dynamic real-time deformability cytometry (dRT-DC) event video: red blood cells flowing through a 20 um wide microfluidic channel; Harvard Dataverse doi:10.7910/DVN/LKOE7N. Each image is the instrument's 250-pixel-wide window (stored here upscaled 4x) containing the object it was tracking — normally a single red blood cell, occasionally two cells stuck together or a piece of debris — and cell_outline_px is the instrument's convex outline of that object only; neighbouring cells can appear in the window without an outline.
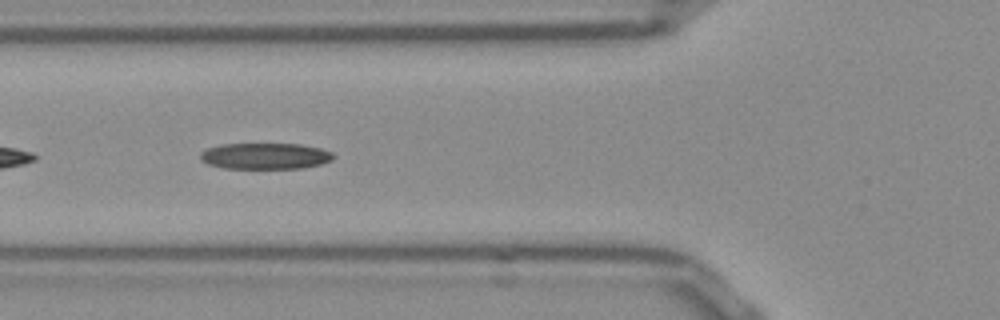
{"species": "Egyptian fruit bat (a non-hibernating species)", "species_latin": "Rousettus aegyptiacus", "temperature_condition": "room temperature", "stored_images_in_passage": 29, "camera_frame_rate_fps": 3000, "um_per_image_px": 0.085, "frame": {"image": 1, "passage_image": 5, "time_ms": 1.333, "image_size_px": [1000, 320], "cell_outline_px": [[336, 156], [332, 160], [320, 164], [304, 168], [224, 168], [208, 164], [200, 160], [200, 152], [208, 148], [220, 144], [300, 144], [320, 148], [332, 152]], "centroid_in_image_um": [22.55, 13.26], "position_along_channel_um": 103.3, "area_um2": 20.35}, "authors_computed_cell_mechanics": {"area_um2": 20.6346, "velocity_mm_per_s": 3.8404, "shape_relaxation_time_tau1_ms": 9.1077, "shape_relaxation_time_tau2_ms": 4.565, "deformation_change_tau1": 0.2137, "deformation_change_tau2": 0.131}}